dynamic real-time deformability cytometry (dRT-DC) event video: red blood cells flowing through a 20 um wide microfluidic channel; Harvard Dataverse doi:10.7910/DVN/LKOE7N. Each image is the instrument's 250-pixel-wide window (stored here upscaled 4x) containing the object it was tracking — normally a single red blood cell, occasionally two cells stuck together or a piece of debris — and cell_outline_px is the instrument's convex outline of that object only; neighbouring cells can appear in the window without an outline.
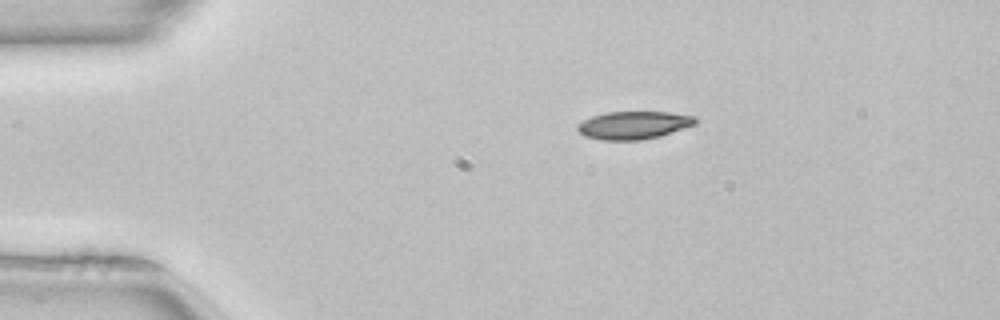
{"species": "common noctule bat (a hibernating species)", "species_latin": "Nyctalus noctula", "temperature_condition": "room temperature", "stored_images_in_passage": 42, "camera_frame_rate_fps": 3000, "um_per_image_px": 0.085, "animal": {"sex": "female", "body_mass_g": 22.7, "forearm_length_mm": 54.2}, "frame": {"image": 1, "passage_image": 1, "time_ms": 0.0, "image_size_px": [1000, 320], "cell_outline_px": [[696, 124], [660, 136], [640, 140], [600, 140], [584, 136], [576, 128], [576, 124], [592, 116], [604, 112], [668, 112], [696, 116]], "centroid_in_image_um": [53.83, 10.64], "position_along_channel_um": 31.2, "area_um2": 19.19}}
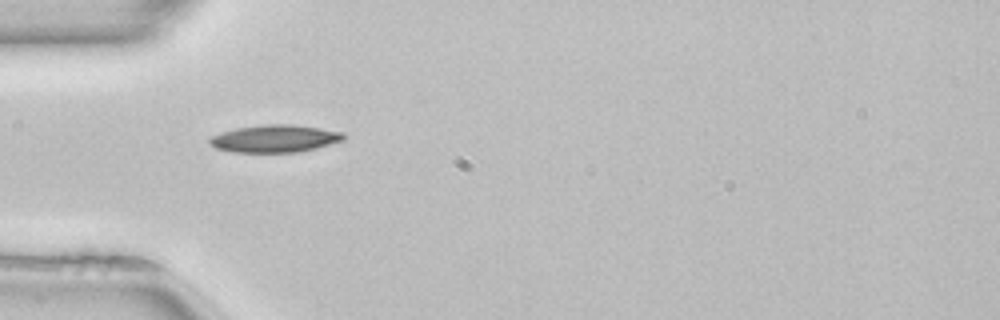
{"frame": {"image": 2, "passage_image": 7, "time_ms": 2.0, "image_size_px": [1000, 320], "cell_outline_px": [[344, 140], [316, 148], [300, 152], [232, 152], [216, 148], [208, 144], [208, 140], [212, 136], [236, 128], [264, 124], [292, 124], [320, 128], [344, 132]], "centroid_in_image_um": [23.37, 11.78], "position_along_channel_um": 61.6, "area_um2": 21.44}}
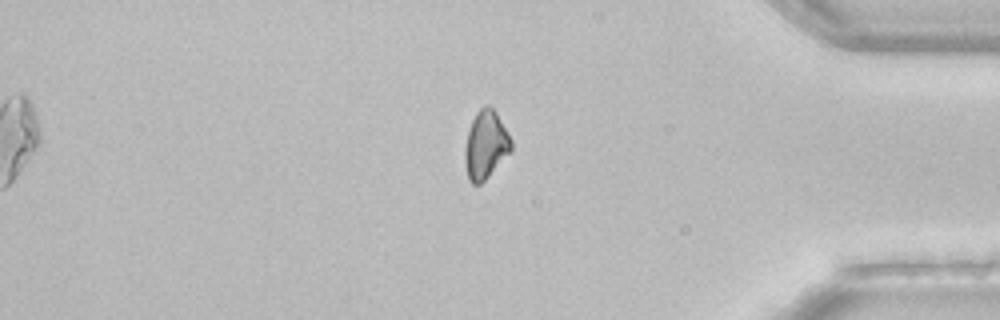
{"frame": {"image": 3, "passage_image": 34, "time_ms": 11.0, "image_size_px": [1000, 320], "cell_outline_px": [[512, 152], [480, 184], [472, 184], [468, 180], [464, 160], [464, 148], [468, 128], [476, 112], [484, 104], [488, 104], [496, 112], [508, 132], [512, 140]], "centroid_in_image_um": [41.28, 12.3], "position_along_channel_um": 393.9, "area_um2": 18.73}, "authors_computed_cell_mechanics": {"area_um2": 19.1896, "velocity_mm_per_s": 4.0285, "shape_relaxation_time_tau1_ms": 2.5117, "shape_relaxation_time_tau2_ms": 6.7614, "deformation_change_tau1": 0.0775, "deformation_change_tau2": 0.1768}}